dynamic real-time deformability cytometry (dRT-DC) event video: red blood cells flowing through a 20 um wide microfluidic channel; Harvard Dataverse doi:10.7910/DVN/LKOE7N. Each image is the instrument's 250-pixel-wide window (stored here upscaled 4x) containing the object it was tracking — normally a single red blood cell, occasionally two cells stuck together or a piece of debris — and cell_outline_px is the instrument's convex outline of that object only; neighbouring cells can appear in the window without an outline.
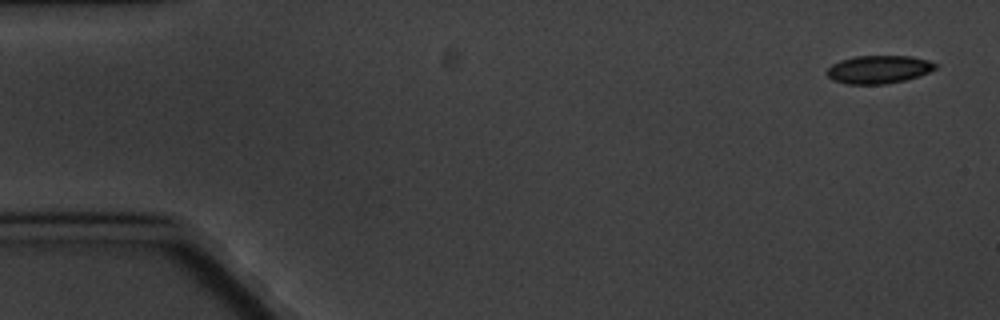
{"species": "common noctule bat (a hibernating species)", "species_latin": "Nyctalus noctula", "temperature_condition": "cold", "stored_images_in_passage": 4, "camera_frame_rate_fps": 3000, "um_per_image_px": 0.085, "animal": {"sex": "male", "body_mass_g": 20.1, "forearm_length_mm": 53.5}, "frame": {"image": 1, "passage_image": 1, "time_ms": 0.0, "image_size_px": [1000, 320], "cell_outline_px": [[940, 64], [936, 68], [920, 76], [904, 80], [884, 84], [848, 84], [832, 80], [824, 72], [832, 64], [840, 60], [856, 56], [912, 56], [928, 60]], "centroid_in_image_um": [74.69, 5.9], "position_along_channel_um": 10.3, "area_um2": 17.86}}